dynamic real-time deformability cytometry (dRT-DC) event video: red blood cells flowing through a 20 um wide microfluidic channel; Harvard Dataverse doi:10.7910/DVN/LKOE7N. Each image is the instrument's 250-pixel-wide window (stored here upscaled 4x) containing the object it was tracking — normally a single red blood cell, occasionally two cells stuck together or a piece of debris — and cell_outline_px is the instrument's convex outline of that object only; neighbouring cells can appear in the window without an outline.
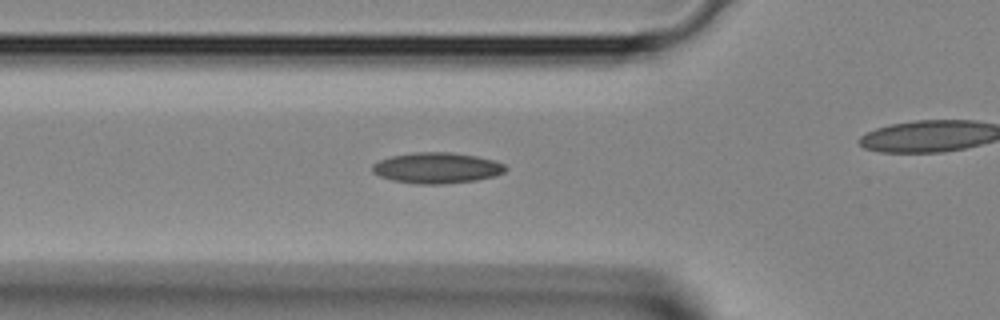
{"species": "Egyptian fruit bat (a non-hibernating species)", "species_latin": "Rousettus aegyptiacus", "temperature_condition": "room temperature", "stored_images_in_passage": 22, "camera_frame_rate_fps": 3000, "um_per_image_px": 0.085, "animal": {"sex": "female"}, "frame": {"image": 1, "passage_image": 3, "time_ms": 0.667, "image_size_px": [1000, 320], "cell_outline_px": [[508, 168], [504, 172], [492, 176], [476, 180], [444, 184], [416, 184], [392, 180], [380, 176], [372, 172], [372, 164], [380, 160], [392, 156], [416, 152], [448, 152], [476, 156], [492, 160], [504, 164]], "centroid_in_image_um": [37.11, 14.28], "position_along_channel_um": 88.7, "area_um2": 23.76}}
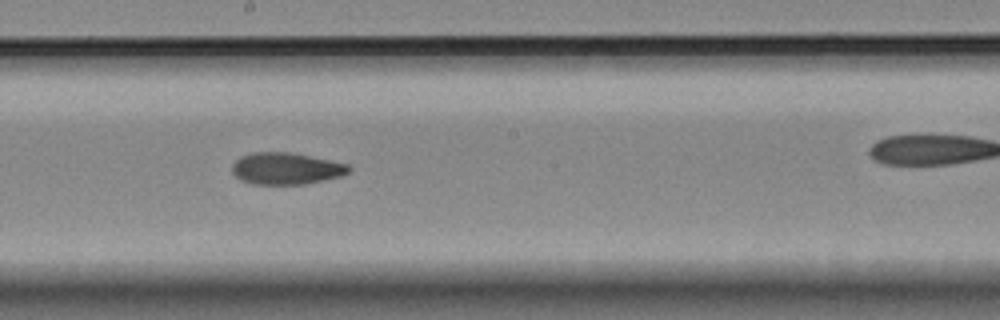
{"frame": {"image": 2, "passage_image": 11, "time_ms": 3.333, "image_size_px": [1000, 320], "cell_outline_px": [[352, 168], [348, 172], [340, 176], [324, 180], [304, 184], [252, 184], [240, 180], [232, 172], [232, 164], [240, 156], [252, 152], [292, 152], [348, 164]], "centroid_in_image_um": [24.29, 14.32], "position_along_channel_um": 223.9, "area_um2": 21.68}}
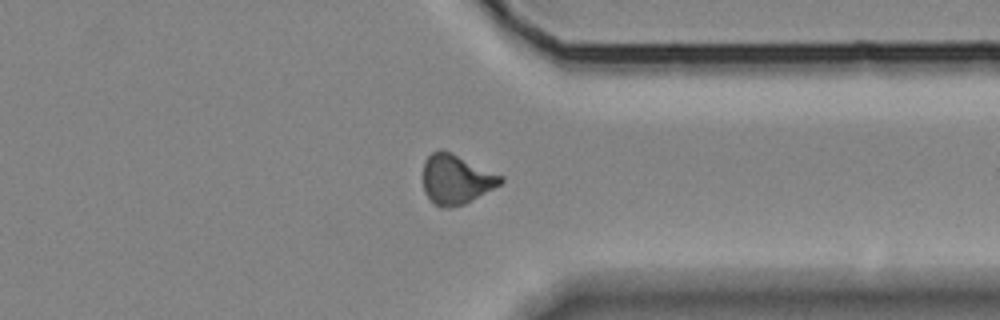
{"frame": {"image": 3, "passage_image": 20, "time_ms": 6.333, "image_size_px": [1000, 320], "cell_outline_px": [[504, 180], [500, 184], [472, 200], [464, 204], [448, 208], [440, 208], [424, 192], [424, 160], [432, 152], [440, 148], [504, 176]], "centroid_in_image_um": [38.76, 15.24], "position_along_channel_um": 372.6, "area_um2": 22.14}}